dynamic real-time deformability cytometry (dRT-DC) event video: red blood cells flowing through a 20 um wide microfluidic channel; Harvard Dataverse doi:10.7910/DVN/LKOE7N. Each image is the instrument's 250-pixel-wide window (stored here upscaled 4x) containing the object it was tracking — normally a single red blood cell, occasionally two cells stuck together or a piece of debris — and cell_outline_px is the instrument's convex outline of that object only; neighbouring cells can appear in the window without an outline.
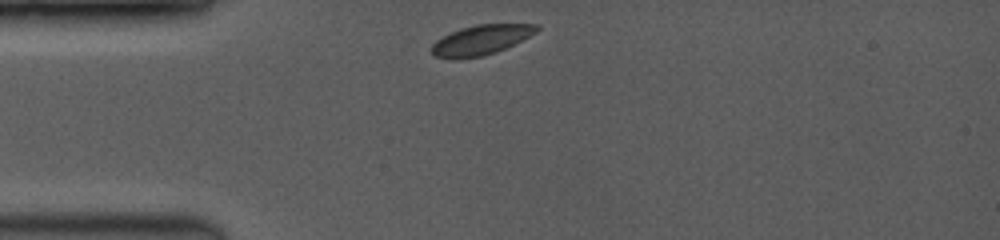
{"species": "common noctule bat (a hibernating species)", "species_latin": "Nyctalus noctula", "temperature_condition": "room temperature", "stored_images_in_passage": 15, "camera_frame_rate_fps": 3500, "um_per_image_px": 0.085, "animal": {"sex": "female", "body_mass_g": 19.0, "forearm_length_mm": 53.3}, "frame": {"image": 1, "passage_image": 1, "time_ms": 0.0, "image_size_px": [1000, 240], "cell_outline_px": [[540, 28], [536, 32], [504, 48], [480, 56], [436, 56], [432, 52], [432, 44], [436, 40], [460, 28], [476, 24], [540, 24]], "centroid_in_image_um": [40.93, 3.33], "position_along_channel_um": 44.1, "area_um2": 17.28}}
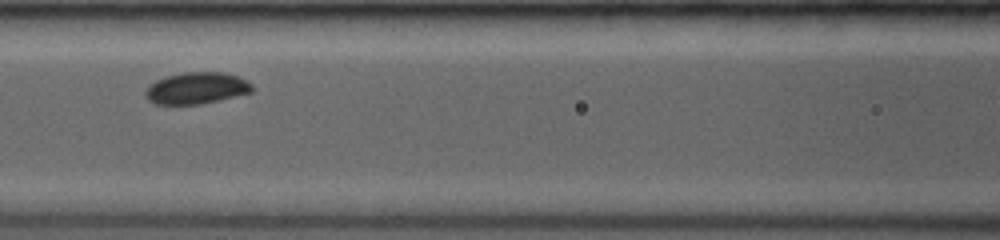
{"frame": {"image": 2, "passage_image": 11, "time_ms": 3.143, "image_size_px": [1000, 240], "cell_outline_px": [[252, 92], [200, 104], [152, 104], [148, 100], [144, 92], [148, 84], [156, 80], [168, 76], [184, 72], [224, 72], [236, 76], [252, 84]], "centroid_in_image_um": [16.65, 7.49], "position_along_channel_um": 150.0, "area_um2": 19.54}}
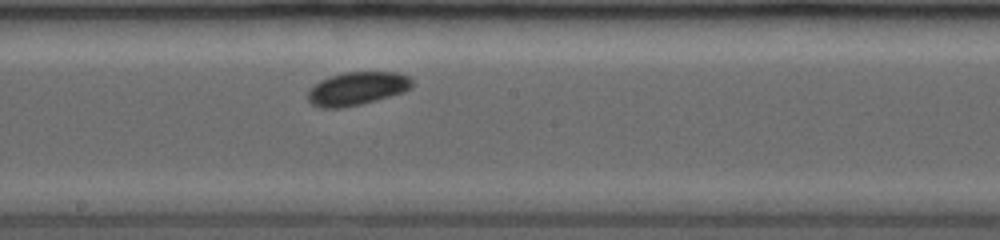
{"frame": {"image": 3, "passage_image": 15, "time_ms": 4.857, "image_size_px": [1000, 240], "cell_outline_px": [[412, 88], [404, 92], [376, 100], [344, 108], [320, 108], [312, 104], [308, 100], [308, 92], [320, 80], [344, 72], [396, 72], [408, 76], [412, 80]], "centroid_in_image_um": [30.37, 7.53], "position_along_channel_um": 217.8, "area_um2": 20.11}}